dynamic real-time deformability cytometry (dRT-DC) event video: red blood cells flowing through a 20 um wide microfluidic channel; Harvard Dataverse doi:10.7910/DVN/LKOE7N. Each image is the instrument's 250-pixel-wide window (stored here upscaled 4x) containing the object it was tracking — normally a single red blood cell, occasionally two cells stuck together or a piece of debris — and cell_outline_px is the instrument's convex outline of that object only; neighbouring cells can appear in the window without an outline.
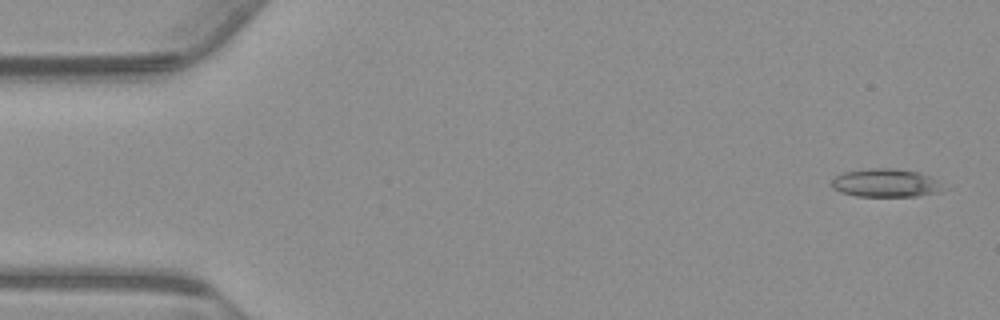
{"species": "common noctule bat (a hibernating species)", "species_latin": "Nyctalus noctula", "temperature_condition": "warm", "stored_images_in_passage": 11, "camera_frame_rate_fps": 3000, "um_per_image_px": 0.085, "animal": {"sex": "male", "body_mass_g": 23.1, "forearm_length_mm": 52.7}, "frame": {"image": 1, "passage_image": 2, "time_ms": 0.333, "image_size_px": [1000, 320], "cell_outline_px": [[948, 188], [944, 192], [916, 196], [856, 196], [840, 192], [832, 188], [832, 180], [836, 176], [844, 172], [872, 168], [896, 168], [920, 172], [936, 180]], "centroid_in_image_um": [75.34, 15.56], "position_along_channel_um": 9.7, "area_um2": 18.61}}